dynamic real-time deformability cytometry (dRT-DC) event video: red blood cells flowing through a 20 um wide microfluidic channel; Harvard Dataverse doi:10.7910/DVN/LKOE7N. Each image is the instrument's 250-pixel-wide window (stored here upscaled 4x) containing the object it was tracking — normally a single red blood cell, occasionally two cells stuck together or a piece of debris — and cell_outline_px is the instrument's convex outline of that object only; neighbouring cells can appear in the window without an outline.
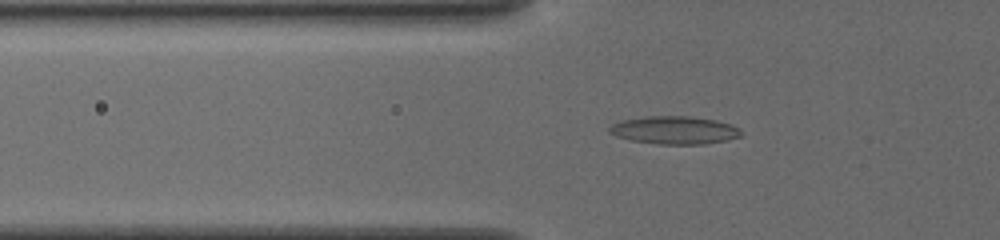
{"species": "common noctule bat (a hibernating species)", "species_latin": "Nyctalus noctula", "temperature_condition": "cold", "stored_images_in_passage": 45, "camera_frame_rate_fps": 3000, "um_per_image_px": 0.085, "animal": {"sex": "female", "body_mass_g": 19.5, "forearm_length_mm": 54.1}, "frame": {"image": 1, "passage_image": 11, "time_ms": 3.333, "image_size_px": [1000, 240], "cell_outline_px": [[740, 136], [724, 140], [704, 144], [660, 144], [632, 140], [616, 136], [608, 132], [608, 128], [612, 124], [624, 120], [644, 116], [688, 116], [716, 120], [740, 128]], "centroid_in_image_um": [57.29, 11.06], "position_along_channel_um": 68.5, "area_um2": 21.15}}
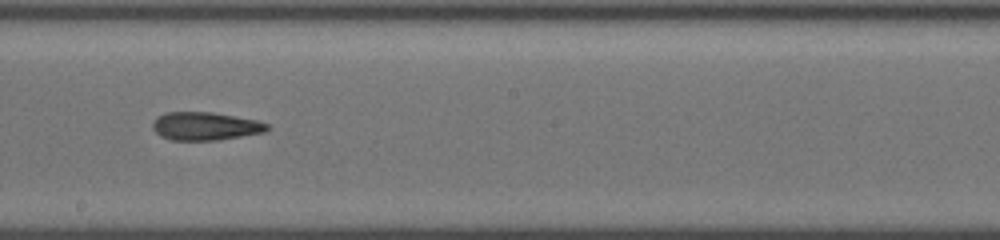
{"frame": {"image": 2, "passage_image": 24, "time_ms": 7.667, "image_size_px": [1000, 240], "cell_outline_px": [[268, 128], [264, 132], [220, 140], [172, 140], [160, 136], [152, 128], [152, 124], [156, 116], [168, 112], [212, 112], [256, 120], [268, 124]], "centroid_in_image_um": [17.41, 10.72], "position_along_channel_um": 230.8, "area_um2": 18.73}}
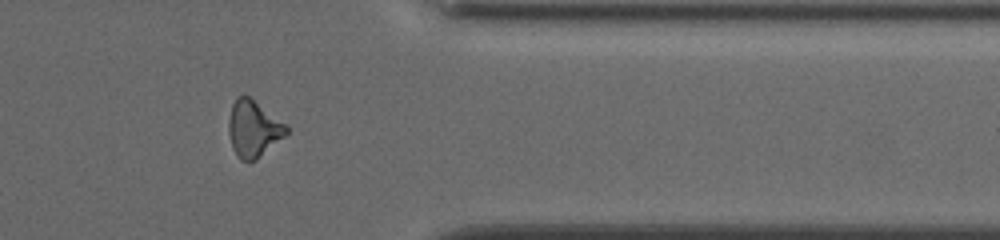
{"frame": {"image": 3, "passage_image": 37, "time_ms": 12.0, "image_size_px": [1000, 240], "cell_outline_px": [[288, 132], [284, 136], [256, 160], [240, 160], [236, 156], [232, 148], [228, 132], [228, 120], [232, 104], [236, 96], [248, 96], [288, 124]], "centroid_in_image_um": [21.53, 10.94], "position_along_channel_um": 389.9, "area_um2": 19.07}}